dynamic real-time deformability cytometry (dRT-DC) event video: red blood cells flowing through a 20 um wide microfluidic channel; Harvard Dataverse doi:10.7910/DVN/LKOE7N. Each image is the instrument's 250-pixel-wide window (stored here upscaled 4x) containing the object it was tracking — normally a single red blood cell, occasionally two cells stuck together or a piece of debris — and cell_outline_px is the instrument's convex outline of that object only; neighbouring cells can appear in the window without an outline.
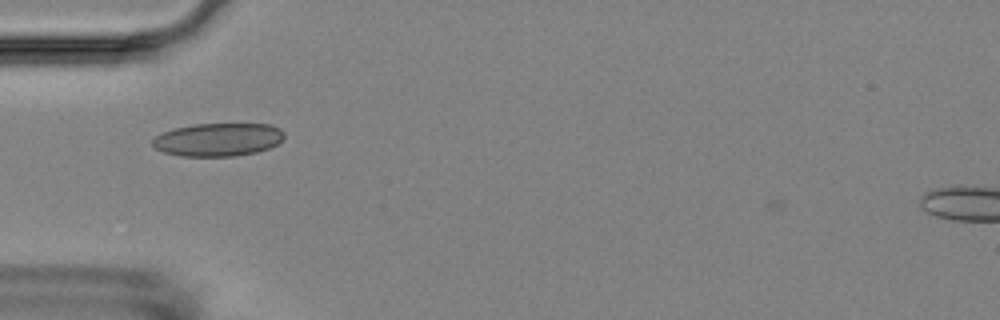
{"species": "Egyptian fruit bat (a non-hibernating species)", "species_latin": "Rousettus aegyptiacus", "temperature_condition": "room temperature", "stored_images_in_passage": 13, "camera_frame_rate_fps": 3000, "um_per_image_px": 0.085, "animal": {"sex": "female"}, "frame": {"image": 1, "passage_image": 4, "time_ms": 5.0, "image_size_px": [1000, 320], "cell_outline_px": [[284, 136], [276, 144], [268, 148], [256, 152], [236, 156], [184, 156], [164, 152], [156, 148], [152, 144], [152, 140], [156, 136], [164, 132], [176, 128], [192, 124], [272, 124], [280, 128], [284, 132]], "centroid_in_image_um": [18.55, 11.86], "position_along_channel_um": 66.4, "area_um2": 25.26}}
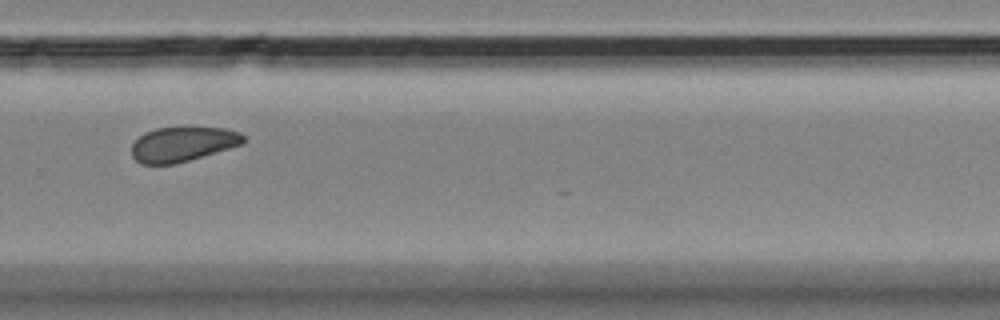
{"frame": {"image": 2, "passage_image": 10, "time_ms": 12.0, "image_size_px": [1000, 320], "cell_outline_px": [[244, 140], [240, 144], [228, 148], [176, 164], [140, 164], [132, 156], [132, 144], [144, 132], [156, 128], [224, 128], [240, 132], [244, 136]], "centroid_in_image_um": [15.48, 12.26], "position_along_channel_um": 314.3, "area_um2": 22.25}}
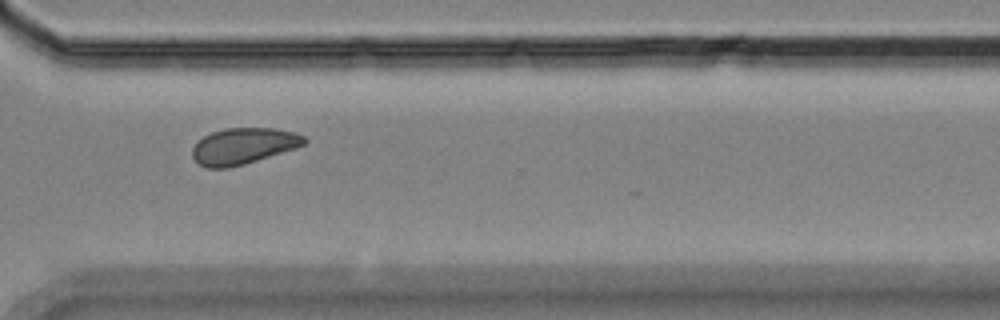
{"frame": {"image": 3, "passage_image": 11, "time_ms": 13.0, "image_size_px": [1000, 320], "cell_outline_px": [[308, 140], [304, 144], [296, 148], [244, 164], [228, 168], [204, 168], [192, 156], [192, 148], [196, 140], [212, 132], [224, 128], [272, 128], [296, 132], [304, 136]], "centroid_in_image_um": [20.67, 12.41], "position_along_channel_um": 349.9, "area_um2": 23.7}, "authors_computed_cell_mechanics": {"area_um2": 23.4668, "velocity_mm_per_s": 3.5455, "shape_relaxation_time_tau1_ms": 3.7809, "shape_relaxation_time_tau2_ms": 4.1719, "deformation_change_tau1": 0.0669, "deformation_change_tau2": 0.0689}}